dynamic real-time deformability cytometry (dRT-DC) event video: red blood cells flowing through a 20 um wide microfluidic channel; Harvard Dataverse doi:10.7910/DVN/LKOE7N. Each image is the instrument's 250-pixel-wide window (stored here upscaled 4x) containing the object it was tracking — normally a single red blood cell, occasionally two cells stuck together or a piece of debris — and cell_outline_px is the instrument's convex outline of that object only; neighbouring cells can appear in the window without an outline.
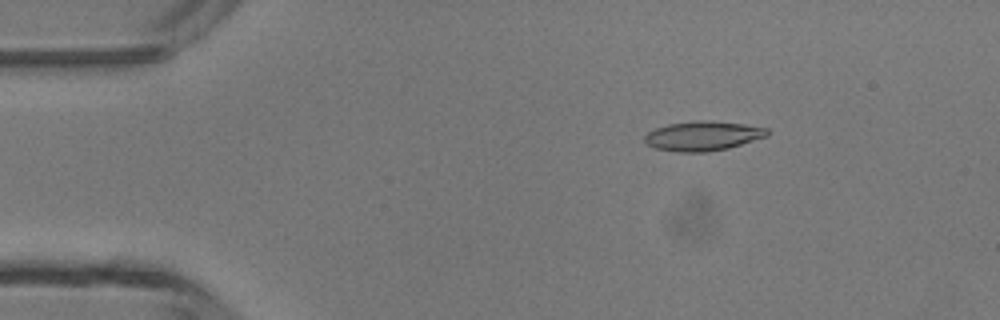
{"species": "common noctule bat (a hibernating species)", "species_latin": "Nyctalus noctula", "temperature_condition": "room temperature", "stored_images_in_passage": 41, "camera_frame_rate_fps": 3000, "um_per_image_px": 0.085, "animal": {"sex": "male", "body_mass_g": 13.3}, "frame": {"image": 1, "passage_image": 2, "time_ms": 0.333, "image_size_px": [1000, 320], "cell_outline_px": [[768, 136], [728, 148], [704, 152], [680, 152], [656, 148], [648, 144], [644, 140], [644, 136], [648, 132], [656, 128], [668, 124], [696, 120], [712, 120], [744, 124], [768, 128]], "centroid_in_image_um": [59.76, 11.54], "position_along_channel_um": 25.2, "area_um2": 21.04}}
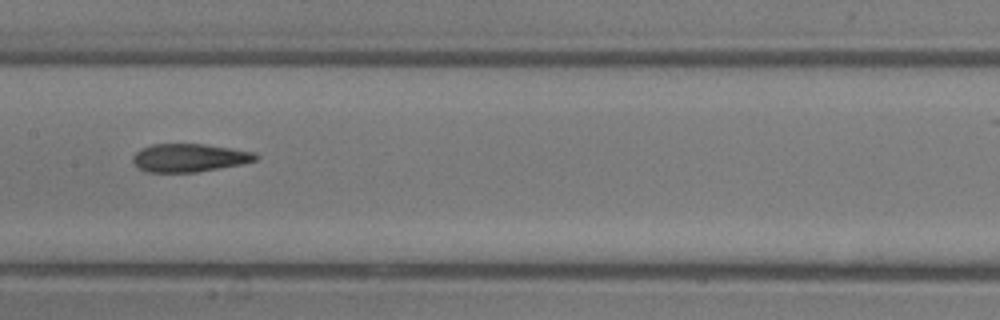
{"frame": {"image": 2, "passage_image": 18, "time_ms": 5.667, "image_size_px": [1000, 320], "cell_outline_px": [[260, 156], [256, 160], [240, 164], [196, 172], [144, 172], [132, 160], [132, 156], [140, 148], [152, 144], [204, 144], [256, 152]], "centroid_in_image_um": [16.08, 13.4], "position_along_channel_um": 191.3, "area_um2": 20.11}}
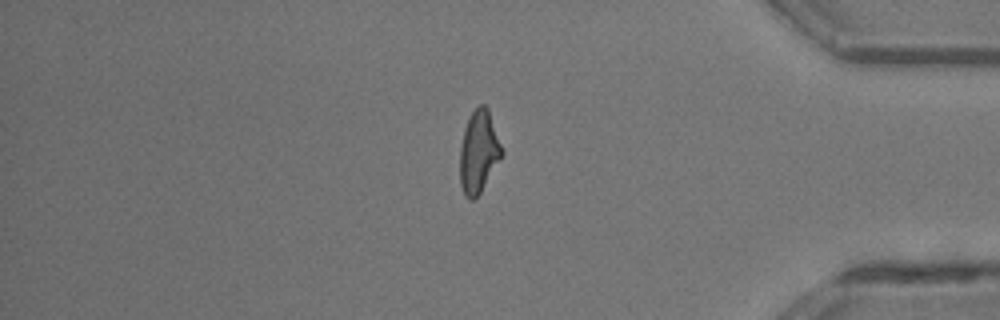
{"frame": {"image": 3, "passage_image": 34, "time_ms": 11.0, "image_size_px": [1000, 320], "cell_outline_px": [[504, 152], [480, 192], [472, 200], [468, 200], [464, 196], [460, 184], [460, 144], [464, 128], [472, 112], [480, 104], [484, 104], [488, 108]], "centroid_in_image_um": [40.67, 12.9], "position_along_channel_um": 394.5, "area_um2": 19.94}, "authors_computed_cell_mechanics": {"area_um2": 20.23, "velocity_mm_per_s": 4.3898, "shape_relaxation_time_tau1_ms": 11.1201, "shape_relaxation_time_tau2_ms": 2.2487, "deformation_change_tau1": 0.3512, "deformation_change_tau2": 0.0978}}